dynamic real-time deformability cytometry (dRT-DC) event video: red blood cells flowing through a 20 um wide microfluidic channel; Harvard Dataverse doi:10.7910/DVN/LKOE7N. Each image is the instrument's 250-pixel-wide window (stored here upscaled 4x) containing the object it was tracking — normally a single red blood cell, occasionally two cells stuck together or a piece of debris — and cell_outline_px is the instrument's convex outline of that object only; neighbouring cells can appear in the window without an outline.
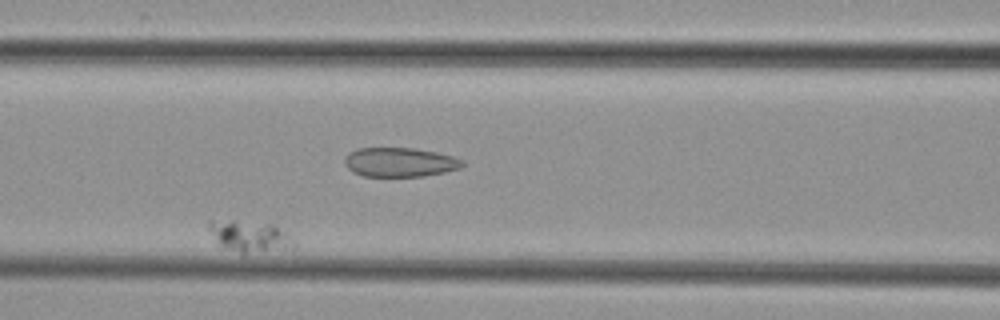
{"species": "common noctule bat (a hibernating species)", "species_latin": "Nyctalus noctula", "temperature_condition": "cold", "stored_images_in_passage": 10, "camera_frame_rate_fps": 3000, "um_per_image_px": 0.085, "animal": {"sex": "female", "body_mass_g": 29.2, "forearm_length_mm": 56.3}, "frame": {"image": 1, "passage_image": 7, "time_ms": 7.333, "image_size_px": [1000, 320], "cell_outline_px": [[296, 244], [292, 252], [240, 256], [220, 244], [208, 228], [208, 220], [236, 220], [272, 224], [288, 236]], "centroid_in_image_um": [21.3, 20.19], "position_along_channel_um": 145.3, "area_um2": 16.47}}